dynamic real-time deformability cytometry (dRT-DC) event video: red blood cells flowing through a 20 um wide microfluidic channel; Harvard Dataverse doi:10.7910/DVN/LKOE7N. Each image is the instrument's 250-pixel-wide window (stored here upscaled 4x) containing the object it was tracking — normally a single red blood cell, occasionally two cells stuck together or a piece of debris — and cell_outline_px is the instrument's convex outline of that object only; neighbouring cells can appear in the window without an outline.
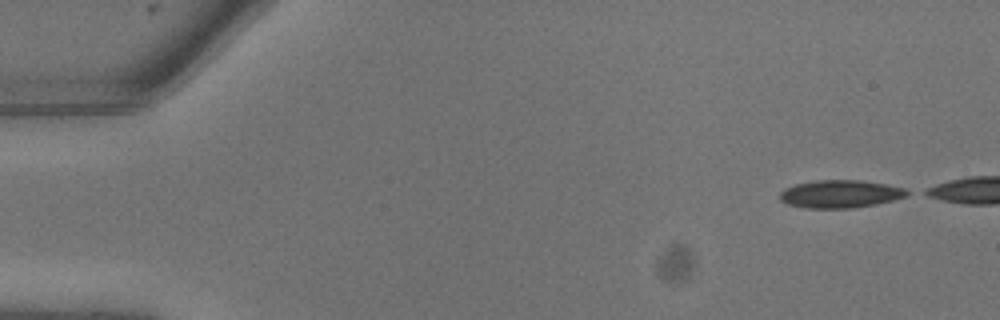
{"species": "common noctule bat (a hibernating species)", "species_latin": "Nyctalus noctula", "temperature_condition": "warm", "stored_images_in_passage": 9, "camera_frame_rate_fps": 3000, "um_per_image_px": 0.085, "animal": {"sex": "male", "body_mass_g": 13.3}, "frame": {"image": 1, "passage_image": 1, "time_ms": 0.0, "image_size_px": [1000, 320], "cell_outline_px": [[912, 192], [908, 196], [876, 204], [852, 208], [804, 208], [788, 204], [780, 200], [780, 192], [784, 188], [796, 184], [820, 180], [860, 180], [884, 184], [904, 188]], "centroid_in_image_um": [71.43, 16.49], "position_along_channel_um": 13.6, "area_um2": 20.58}}
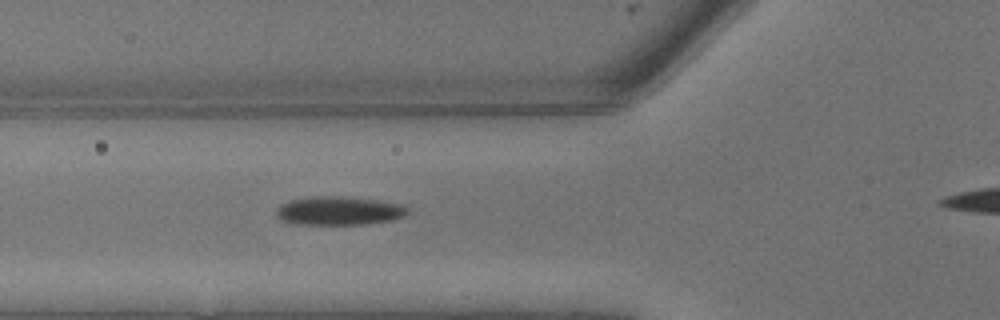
{"frame": {"image": 2, "passage_image": 8, "time_ms": 2.333, "image_size_px": [1000, 320], "cell_outline_px": [[408, 212], [404, 216], [388, 220], [368, 224], [296, 224], [280, 220], [276, 216], [276, 208], [280, 204], [288, 200], [312, 196], [336, 196], [376, 200], [400, 204], [408, 208]], "centroid_in_image_um": [28.73, 17.91], "position_along_channel_um": 97.1, "area_um2": 21.85}}